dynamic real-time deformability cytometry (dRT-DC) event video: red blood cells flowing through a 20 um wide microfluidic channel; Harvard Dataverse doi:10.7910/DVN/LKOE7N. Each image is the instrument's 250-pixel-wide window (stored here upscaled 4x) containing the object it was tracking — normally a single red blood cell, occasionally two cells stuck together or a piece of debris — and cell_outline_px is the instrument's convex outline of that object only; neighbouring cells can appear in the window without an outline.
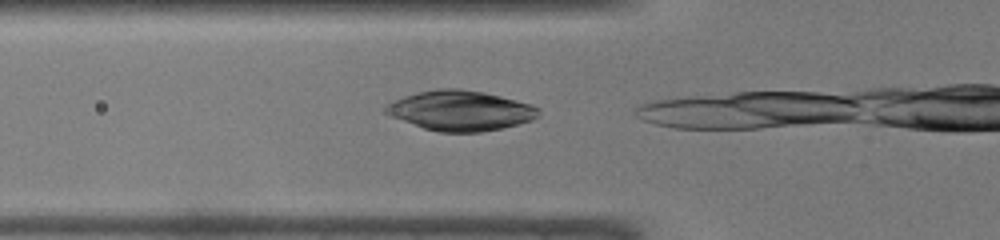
{"species": "common noctule bat (a hibernating species)", "species_latin": "Nyctalus noctula", "temperature_condition": "warm", "stored_images_in_passage": 6, "camera_frame_rate_fps": 3000, "um_per_image_px": 0.085, "animal": {"sex": "male", "body_mass_g": 19.0, "forearm_length_mm": 50.8}, "frame": {"image": 1, "passage_image": 3, "time_ms": 0.667, "image_size_px": [1000, 240], "cell_outline_px": [[540, 116], [532, 120], [500, 128], [480, 132], [440, 132], [424, 128], [388, 116], [384, 112], [384, 108], [388, 104], [404, 96], [420, 92], [440, 88], [460, 88], [484, 92], [532, 104], [540, 108]], "centroid_in_image_um": [39.15, 9.4], "position_along_channel_um": 86.7, "area_um2": 35.55}}